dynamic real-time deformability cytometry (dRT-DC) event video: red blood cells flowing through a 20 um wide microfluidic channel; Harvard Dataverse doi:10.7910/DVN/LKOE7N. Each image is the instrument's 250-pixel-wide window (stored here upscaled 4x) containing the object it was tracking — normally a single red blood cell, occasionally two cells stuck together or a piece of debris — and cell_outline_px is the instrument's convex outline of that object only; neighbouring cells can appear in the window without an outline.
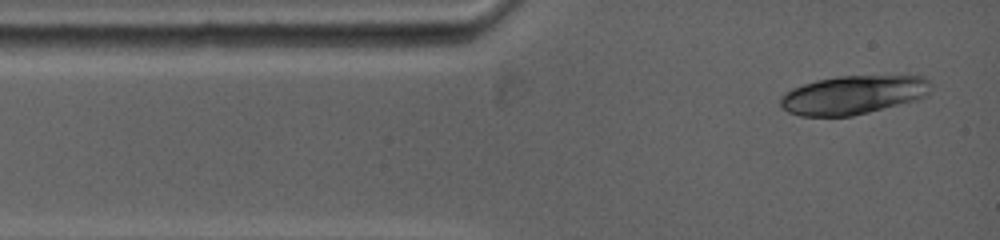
{"species": "common noctule bat (a hibernating species)", "species_latin": "Nyctalus noctula", "temperature_condition": "warm", "stored_images_in_passage": 4, "camera_frame_rate_fps": 5000, "um_per_image_px": 0.085, "animal": {"sex": "female", "body_mass_g": 19.0, "forearm_length_mm": 53.3}, "frame": {"image": 1, "passage_image": 2, "time_ms": 0.4, "image_size_px": [1000, 240], "cell_outline_px": [[928, 96], [916, 100], [852, 116], [800, 116], [788, 112], [780, 104], [780, 96], [784, 92], [792, 88], [816, 80], [840, 76], [924, 76], [928, 80]], "centroid_in_image_um": [72.48, 8.07], "position_along_channel_um": 12.5, "area_um2": 33.76}}